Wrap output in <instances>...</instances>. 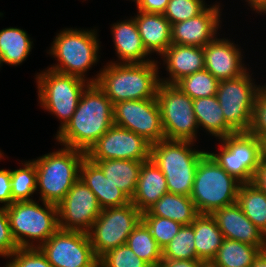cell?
<instances>
[{
    "mask_svg": "<svg viewBox=\"0 0 266 267\" xmlns=\"http://www.w3.org/2000/svg\"><path fill=\"white\" fill-rule=\"evenodd\" d=\"M113 124V103L96 84H89L70 121L54 139L60 146L87 152Z\"/></svg>",
    "mask_w": 266,
    "mask_h": 267,
    "instance_id": "6da1fadb",
    "label": "cell"
},
{
    "mask_svg": "<svg viewBox=\"0 0 266 267\" xmlns=\"http://www.w3.org/2000/svg\"><path fill=\"white\" fill-rule=\"evenodd\" d=\"M158 60L145 63H111L100 68L94 84L113 104L127 100L153 99L160 82Z\"/></svg>",
    "mask_w": 266,
    "mask_h": 267,
    "instance_id": "7a4b0ae2",
    "label": "cell"
},
{
    "mask_svg": "<svg viewBox=\"0 0 266 267\" xmlns=\"http://www.w3.org/2000/svg\"><path fill=\"white\" fill-rule=\"evenodd\" d=\"M98 29L65 28L54 37L47 51L56 63L47 68L62 74L84 79L94 84V78L86 77L87 72L100 60ZM58 61V62H57Z\"/></svg>",
    "mask_w": 266,
    "mask_h": 267,
    "instance_id": "3957f363",
    "label": "cell"
},
{
    "mask_svg": "<svg viewBox=\"0 0 266 267\" xmlns=\"http://www.w3.org/2000/svg\"><path fill=\"white\" fill-rule=\"evenodd\" d=\"M194 144L168 139L151 144L150 159L164 174L169 193L190 197L198 162L207 153L193 148Z\"/></svg>",
    "mask_w": 266,
    "mask_h": 267,
    "instance_id": "277c9868",
    "label": "cell"
},
{
    "mask_svg": "<svg viewBox=\"0 0 266 267\" xmlns=\"http://www.w3.org/2000/svg\"><path fill=\"white\" fill-rule=\"evenodd\" d=\"M86 152L63 146L33 159L36 171L38 201L57 205L79 179V169Z\"/></svg>",
    "mask_w": 266,
    "mask_h": 267,
    "instance_id": "5b68a950",
    "label": "cell"
},
{
    "mask_svg": "<svg viewBox=\"0 0 266 267\" xmlns=\"http://www.w3.org/2000/svg\"><path fill=\"white\" fill-rule=\"evenodd\" d=\"M36 200L6 207L12 237L19 248H39L58 229L57 205Z\"/></svg>",
    "mask_w": 266,
    "mask_h": 267,
    "instance_id": "8992f818",
    "label": "cell"
},
{
    "mask_svg": "<svg viewBox=\"0 0 266 267\" xmlns=\"http://www.w3.org/2000/svg\"><path fill=\"white\" fill-rule=\"evenodd\" d=\"M240 185V181L206 153L198 162L190 198L199 214L211 215L217 209L237 202Z\"/></svg>",
    "mask_w": 266,
    "mask_h": 267,
    "instance_id": "52a82bcc",
    "label": "cell"
},
{
    "mask_svg": "<svg viewBox=\"0 0 266 267\" xmlns=\"http://www.w3.org/2000/svg\"><path fill=\"white\" fill-rule=\"evenodd\" d=\"M40 108L53 114L61 131L74 114L82 92L90 84L82 78L62 74L49 68L35 75Z\"/></svg>",
    "mask_w": 266,
    "mask_h": 267,
    "instance_id": "ba28073f",
    "label": "cell"
},
{
    "mask_svg": "<svg viewBox=\"0 0 266 267\" xmlns=\"http://www.w3.org/2000/svg\"><path fill=\"white\" fill-rule=\"evenodd\" d=\"M217 141L218 152L207 153L241 183L252 182L262 159L261 140L249 132H236Z\"/></svg>",
    "mask_w": 266,
    "mask_h": 267,
    "instance_id": "9c48e42d",
    "label": "cell"
},
{
    "mask_svg": "<svg viewBox=\"0 0 266 267\" xmlns=\"http://www.w3.org/2000/svg\"><path fill=\"white\" fill-rule=\"evenodd\" d=\"M162 126L168 140L197 141L198 123L193 99L175 84L160 83L157 90Z\"/></svg>",
    "mask_w": 266,
    "mask_h": 267,
    "instance_id": "30bf717a",
    "label": "cell"
},
{
    "mask_svg": "<svg viewBox=\"0 0 266 267\" xmlns=\"http://www.w3.org/2000/svg\"><path fill=\"white\" fill-rule=\"evenodd\" d=\"M141 220L142 213L131 202L102 209L87 232L95 256L99 259L107 251L126 244L127 238Z\"/></svg>",
    "mask_w": 266,
    "mask_h": 267,
    "instance_id": "8fae6325",
    "label": "cell"
},
{
    "mask_svg": "<svg viewBox=\"0 0 266 267\" xmlns=\"http://www.w3.org/2000/svg\"><path fill=\"white\" fill-rule=\"evenodd\" d=\"M250 69L238 78L219 81L216 98L223 110L226 123L235 132H249L257 92Z\"/></svg>",
    "mask_w": 266,
    "mask_h": 267,
    "instance_id": "7c38bea8",
    "label": "cell"
},
{
    "mask_svg": "<svg viewBox=\"0 0 266 267\" xmlns=\"http://www.w3.org/2000/svg\"><path fill=\"white\" fill-rule=\"evenodd\" d=\"M39 249L53 267H98L87 232L58 229Z\"/></svg>",
    "mask_w": 266,
    "mask_h": 267,
    "instance_id": "4fadbf2b",
    "label": "cell"
},
{
    "mask_svg": "<svg viewBox=\"0 0 266 267\" xmlns=\"http://www.w3.org/2000/svg\"><path fill=\"white\" fill-rule=\"evenodd\" d=\"M113 122L143 136L151 144L166 139L157 98L113 104Z\"/></svg>",
    "mask_w": 266,
    "mask_h": 267,
    "instance_id": "5bb4252c",
    "label": "cell"
},
{
    "mask_svg": "<svg viewBox=\"0 0 266 267\" xmlns=\"http://www.w3.org/2000/svg\"><path fill=\"white\" fill-rule=\"evenodd\" d=\"M151 143L143 136L113 124L86 152L90 160H150Z\"/></svg>",
    "mask_w": 266,
    "mask_h": 267,
    "instance_id": "9a60e30c",
    "label": "cell"
},
{
    "mask_svg": "<svg viewBox=\"0 0 266 267\" xmlns=\"http://www.w3.org/2000/svg\"><path fill=\"white\" fill-rule=\"evenodd\" d=\"M57 209L60 229L84 232L91 229L102 211L95 194L80 178L57 204Z\"/></svg>",
    "mask_w": 266,
    "mask_h": 267,
    "instance_id": "2e32d148",
    "label": "cell"
},
{
    "mask_svg": "<svg viewBox=\"0 0 266 267\" xmlns=\"http://www.w3.org/2000/svg\"><path fill=\"white\" fill-rule=\"evenodd\" d=\"M210 5L197 16L172 24V44L204 47L218 36L223 9L219 2Z\"/></svg>",
    "mask_w": 266,
    "mask_h": 267,
    "instance_id": "e0dca14e",
    "label": "cell"
},
{
    "mask_svg": "<svg viewBox=\"0 0 266 267\" xmlns=\"http://www.w3.org/2000/svg\"><path fill=\"white\" fill-rule=\"evenodd\" d=\"M205 69L219 81L230 80L245 74L244 56L238 44L230 38H218L203 47Z\"/></svg>",
    "mask_w": 266,
    "mask_h": 267,
    "instance_id": "ac0fdd59",
    "label": "cell"
},
{
    "mask_svg": "<svg viewBox=\"0 0 266 267\" xmlns=\"http://www.w3.org/2000/svg\"><path fill=\"white\" fill-rule=\"evenodd\" d=\"M211 215L224 238L266 249V235L246 217L237 203L217 209Z\"/></svg>",
    "mask_w": 266,
    "mask_h": 267,
    "instance_id": "d6986e66",
    "label": "cell"
},
{
    "mask_svg": "<svg viewBox=\"0 0 266 267\" xmlns=\"http://www.w3.org/2000/svg\"><path fill=\"white\" fill-rule=\"evenodd\" d=\"M169 75L161 83L176 84L183 77L205 69L203 47L171 44L160 56Z\"/></svg>",
    "mask_w": 266,
    "mask_h": 267,
    "instance_id": "ffe728a7",
    "label": "cell"
},
{
    "mask_svg": "<svg viewBox=\"0 0 266 267\" xmlns=\"http://www.w3.org/2000/svg\"><path fill=\"white\" fill-rule=\"evenodd\" d=\"M116 61L111 63H145L154 61L146 51L134 17L111 24ZM149 56V58H148Z\"/></svg>",
    "mask_w": 266,
    "mask_h": 267,
    "instance_id": "44dd1931",
    "label": "cell"
},
{
    "mask_svg": "<svg viewBox=\"0 0 266 267\" xmlns=\"http://www.w3.org/2000/svg\"><path fill=\"white\" fill-rule=\"evenodd\" d=\"M79 178L95 194L102 209L120 207L131 202L121 189L105 177L101 168L86 156L80 165Z\"/></svg>",
    "mask_w": 266,
    "mask_h": 267,
    "instance_id": "7402d4cb",
    "label": "cell"
},
{
    "mask_svg": "<svg viewBox=\"0 0 266 267\" xmlns=\"http://www.w3.org/2000/svg\"><path fill=\"white\" fill-rule=\"evenodd\" d=\"M133 17L146 51L161 56L172 44L171 23L163 14L137 11Z\"/></svg>",
    "mask_w": 266,
    "mask_h": 267,
    "instance_id": "603a6c76",
    "label": "cell"
},
{
    "mask_svg": "<svg viewBox=\"0 0 266 267\" xmlns=\"http://www.w3.org/2000/svg\"><path fill=\"white\" fill-rule=\"evenodd\" d=\"M166 193H168V187L164 174L151 159L143 162L131 203L143 213Z\"/></svg>",
    "mask_w": 266,
    "mask_h": 267,
    "instance_id": "cb8c5ba5",
    "label": "cell"
},
{
    "mask_svg": "<svg viewBox=\"0 0 266 267\" xmlns=\"http://www.w3.org/2000/svg\"><path fill=\"white\" fill-rule=\"evenodd\" d=\"M199 212L189 196L177 195L174 193L164 194L153 206L142 216H160L181 225H191L199 216Z\"/></svg>",
    "mask_w": 266,
    "mask_h": 267,
    "instance_id": "d4e9b609",
    "label": "cell"
},
{
    "mask_svg": "<svg viewBox=\"0 0 266 267\" xmlns=\"http://www.w3.org/2000/svg\"><path fill=\"white\" fill-rule=\"evenodd\" d=\"M194 114L198 123V128L205 129L207 135L221 139L236 133L225 121L223 110L216 95L202 97L193 100Z\"/></svg>",
    "mask_w": 266,
    "mask_h": 267,
    "instance_id": "484cf974",
    "label": "cell"
},
{
    "mask_svg": "<svg viewBox=\"0 0 266 267\" xmlns=\"http://www.w3.org/2000/svg\"><path fill=\"white\" fill-rule=\"evenodd\" d=\"M191 225L194 230V243L198 260L211 262L224 240L216 220L210 214H200Z\"/></svg>",
    "mask_w": 266,
    "mask_h": 267,
    "instance_id": "4316f807",
    "label": "cell"
},
{
    "mask_svg": "<svg viewBox=\"0 0 266 267\" xmlns=\"http://www.w3.org/2000/svg\"><path fill=\"white\" fill-rule=\"evenodd\" d=\"M105 174V177L121 189L130 199L135 194L139 171L143 161L125 159L91 160Z\"/></svg>",
    "mask_w": 266,
    "mask_h": 267,
    "instance_id": "83f0119b",
    "label": "cell"
},
{
    "mask_svg": "<svg viewBox=\"0 0 266 267\" xmlns=\"http://www.w3.org/2000/svg\"><path fill=\"white\" fill-rule=\"evenodd\" d=\"M26 30L7 27L0 30L1 63L20 66L30 55L33 41Z\"/></svg>",
    "mask_w": 266,
    "mask_h": 267,
    "instance_id": "f1b7e54d",
    "label": "cell"
},
{
    "mask_svg": "<svg viewBox=\"0 0 266 267\" xmlns=\"http://www.w3.org/2000/svg\"><path fill=\"white\" fill-rule=\"evenodd\" d=\"M261 250L258 246L224 238L211 262L217 267H251Z\"/></svg>",
    "mask_w": 266,
    "mask_h": 267,
    "instance_id": "f546056e",
    "label": "cell"
},
{
    "mask_svg": "<svg viewBox=\"0 0 266 267\" xmlns=\"http://www.w3.org/2000/svg\"><path fill=\"white\" fill-rule=\"evenodd\" d=\"M236 203L246 217L266 235V194L252 182L241 183Z\"/></svg>",
    "mask_w": 266,
    "mask_h": 267,
    "instance_id": "4dcf8cb0",
    "label": "cell"
},
{
    "mask_svg": "<svg viewBox=\"0 0 266 267\" xmlns=\"http://www.w3.org/2000/svg\"><path fill=\"white\" fill-rule=\"evenodd\" d=\"M126 244L150 267H158L162 261V249L141 220L127 238Z\"/></svg>",
    "mask_w": 266,
    "mask_h": 267,
    "instance_id": "1f68e13d",
    "label": "cell"
},
{
    "mask_svg": "<svg viewBox=\"0 0 266 267\" xmlns=\"http://www.w3.org/2000/svg\"><path fill=\"white\" fill-rule=\"evenodd\" d=\"M23 162V163H22ZM19 169L11 170L13 202L33 200L36 191L37 171L33 160L21 161Z\"/></svg>",
    "mask_w": 266,
    "mask_h": 267,
    "instance_id": "d6a6232c",
    "label": "cell"
},
{
    "mask_svg": "<svg viewBox=\"0 0 266 267\" xmlns=\"http://www.w3.org/2000/svg\"><path fill=\"white\" fill-rule=\"evenodd\" d=\"M191 99L211 97L216 95L219 80L209 71L203 69L191 75L183 77L176 84Z\"/></svg>",
    "mask_w": 266,
    "mask_h": 267,
    "instance_id": "836d02e7",
    "label": "cell"
},
{
    "mask_svg": "<svg viewBox=\"0 0 266 267\" xmlns=\"http://www.w3.org/2000/svg\"><path fill=\"white\" fill-rule=\"evenodd\" d=\"M192 225H182L179 232L162 249V259L194 260L196 249Z\"/></svg>",
    "mask_w": 266,
    "mask_h": 267,
    "instance_id": "e575fe53",
    "label": "cell"
},
{
    "mask_svg": "<svg viewBox=\"0 0 266 267\" xmlns=\"http://www.w3.org/2000/svg\"><path fill=\"white\" fill-rule=\"evenodd\" d=\"M208 6L205 0H169L163 15L172 25L197 16Z\"/></svg>",
    "mask_w": 266,
    "mask_h": 267,
    "instance_id": "d590c367",
    "label": "cell"
},
{
    "mask_svg": "<svg viewBox=\"0 0 266 267\" xmlns=\"http://www.w3.org/2000/svg\"><path fill=\"white\" fill-rule=\"evenodd\" d=\"M98 267H150L127 245L107 251L98 259Z\"/></svg>",
    "mask_w": 266,
    "mask_h": 267,
    "instance_id": "8d00e7d4",
    "label": "cell"
},
{
    "mask_svg": "<svg viewBox=\"0 0 266 267\" xmlns=\"http://www.w3.org/2000/svg\"><path fill=\"white\" fill-rule=\"evenodd\" d=\"M142 221L149 228L161 249L173 239L182 227L180 223L160 216H142Z\"/></svg>",
    "mask_w": 266,
    "mask_h": 267,
    "instance_id": "74e56055",
    "label": "cell"
},
{
    "mask_svg": "<svg viewBox=\"0 0 266 267\" xmlns=\"http://www.w3.org/2000/svg\"><path fill=\"white\" fill-rule=\"evenodd\" d=\"M7 258L3 267H53L39 248H18Z\"/></svg>",
    "mask_w": 266,
    "mask_h": 267,
    "instance_id": "f35d334b",
    "label": "cell"
},
{
    "mask_svg": "<svg viewBox=\"0 0 266 267\" xmlns=\"http://www.w3.org/2000/svg\"><path fill=\"white\" fill-rule=\"evenodd\" d=\"M249 133L260 140L266 138V83L257 92Z\"/></svg>",
    "mask_w": 266,
    "mask_h": 267,
    "instance_id": "ab89813d",
    "label": "cell"
},
{
    "mask_svg": "<svg viewBox=\"0 0 266 267\" xmlns=\"http://www.w3.org/2000/svg\"><path fill=\"white\" fill-rule=\"evenodd\" d=\"M18 248L11 234L6 207L2 205L0 206V256L6 260Z\"/></svg>",
    "mask_w": 266,
    "mask_h": 267,
    "instance_id": "60d3db41",
    "label": "cell"
},
{
    "mask_svg": "<svg viewBox=\"0 0 266 267\" xmlns=\"http://www.w3.org/2000/svg\"><path fill=\"white\" fill-rule=\"evenodd\" d=\"M13 203L11 193V170L0 169V205L7 207Z\"/></svg>",
    "mask_w": 266,
    "mask_h": 267,
    "instance_id": "b9f144b4",
    "label": "cell"
},
{
    "mask_svg": "<svg viewBox=\"0 0 266 267\" xmlns=\"http://www.w3.org/2000/svg\"><path fill=\"white\" fill-rule=\"evenodd\" d=\"M168 3L169 0H139L136 8L145 13L163 14Z\"/></svg>",
    "mask_w": 266,
    "mask_h": 267,
    "instance_id": "7bdbcfd3",
    "label": "cell"
},
{
    "mask_svg": "<svg viewBox=\"0 0 266 267\" xmlns=\"http://www.w3.org/2000/svg\"><path fill=\"white\" fill-rule=\"evenodd\" d=\"M252 183L266 194V159H261L260 165L254 174Z\"/></svg>",
    "mask_w": 266,
    "mask_h": 267,
    "instance_id": "ee69618b",
    "label": "cell"
},
{
    "mask_svg": "<svg viewBox=\"0 0 266 267\" xmlns=\"http://www.w3.org/2000/svg\"><path fill=\"white\" fill-rule=\"evenodd\" d=\"M203 262L194 260H175V259H162L158 267H201Z\"/></svg>",
    "mask_w": 266,
    "mask_h": 267,
    "instance_id": "f6af8a7d",
    "label": "cell"
},
{
    "mask_svg": "<svg viewBox=\"0 0 266 267\" xmlns=\"http://www.w3.org/2000/svg\"><path fill=\"white\" fill-rule=\"evenodd\" d=\"M248 6L257 14L266 15V0H245ZM263 13V14H262Z\"/></svg>",
    "mask_w": 266,
    "mask_h": 267,
    "instance_id": "bcb514c9",
    "label": "cell"
},
{
    "mask_svg": "<svg viewBox=\"0 0 266 267\" xmlns=\"http://www.w3.org/2000/svg\"><path fill=\"white\" fill-rule=\"evenodd\" d=\"M251 267H266V249L260 251Z\"/></svg>",
    "mask_w": 266,
    "mask_h": 267,
    "instance_id": "7dc6e473",
    "label": "cell"
},
{
    "mask_svg": "<svg viewBox=\"0 0 266 267\" xmlns=\"http://www.w3.org/2000/svg\"><path fill=\"white\" fill-rule=\"evenodd\" d=\"M262 158L266 159V138L261 139Z\"/></svg>",
    "mask_w": 266,
    "mask_h": 267,
    "instance_id": "c3c4849f",
    "label": "cell"
},
{
    "mask_svg": "<svg viewBox=\"0 0 266 267\" xmlns=\"http://www.w3.org/2000/svg\"><path fill=\"white\" fill-rule=\"evenodd\" d=\"M201 267H217L212 262H203Z\"/></svg>",
    "mask_w": 266,
    "mask_h": 267,
    "instance_id": "681fc988",
    "label": "cell"
},
{
    "mask_svg": "<svg viewBox=\"0 0 266 267\" xmlns=\"http://www.w3.org/2000/svg\"><path fill=\"white\" fill-rule=\"evenodd\" d=\"M4 152H2V150H0V161L2 160V159H4Z\"/></svg>",
    "mask_w": 266,
    "mask_h": 267,
    "instance_id": "f907efd6",
    "label": "cell"
},
{
    "mask_svg": "<svg viewBox=\"0 0 266 267\" xmlns=\"http://www.w3.org/2000/svg\"><path fill=\"white\" fill-rule=\"evenodd\" d=\"M133 2H135V4H137V2L139 1V0H132Z\"/></svg>",
    "mask_w": 266,
    "mask_h": 267,
    "instance_id": "816d5d0a",
    "label": "cell"
}]
</instances>
